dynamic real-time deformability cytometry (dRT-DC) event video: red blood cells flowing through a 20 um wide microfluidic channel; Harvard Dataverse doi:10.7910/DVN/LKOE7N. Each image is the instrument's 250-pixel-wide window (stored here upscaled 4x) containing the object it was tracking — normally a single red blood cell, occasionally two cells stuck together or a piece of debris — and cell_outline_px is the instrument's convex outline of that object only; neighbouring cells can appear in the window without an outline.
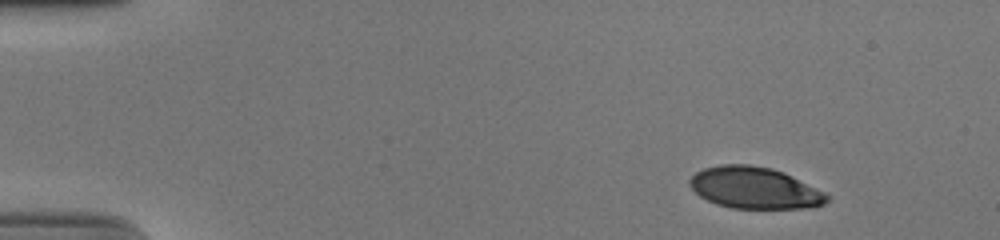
{"species": "human", "species_latin": "Homo sapiens", "temperature_condition": "cold", "stored_images_in_passage": 48, "camera_frame_rate_fps": 3000, "um_per_image_px": 0.085, "donor": {"sex": "male"}, "frame": {"image": 1, "passage_image": 1, "time_ms": 0.0, "image_size_px": [1000, 240], "cell_outline_px": [[832, 200], [824, 204], [812, 208], [732, 208], [716, 204], [700, 196], [688, 184], [688, 180], [696, 172], [704, 168], [720, 164], [748, 164], [772, 168], [784, 172], [832, 196]], "centroid_in_image_um": [64.17, 15.97], "position_along_channel_um": 20.8, "area_um2": 33.47}}
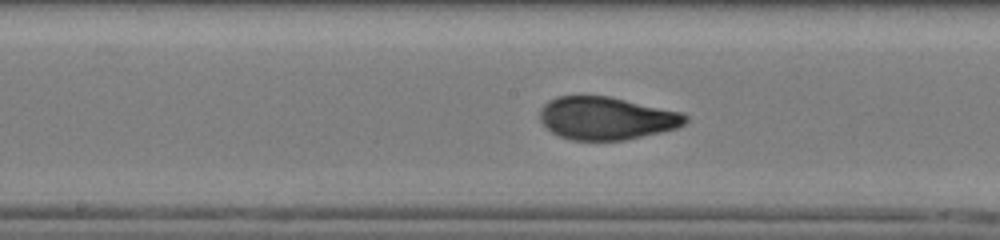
{"frame": {"image": 2, "passage_image": 23, "time_ms": 7.333, "image_size_px": [1000, 240], "cell_outline_px": [[688, 120], [684, 124], [676, 128], [660, 132], [624, 140], [572, 140], [560, 136], [552, 132], [540, 120], [540, 108], [548, 100], [556, 96], [608, 96], [680, 112], [688, 116]], "centroid_in_image_um": [51.52, 10.05], "position_along_channel_um": 196.7, "area_um2": 36.01}}
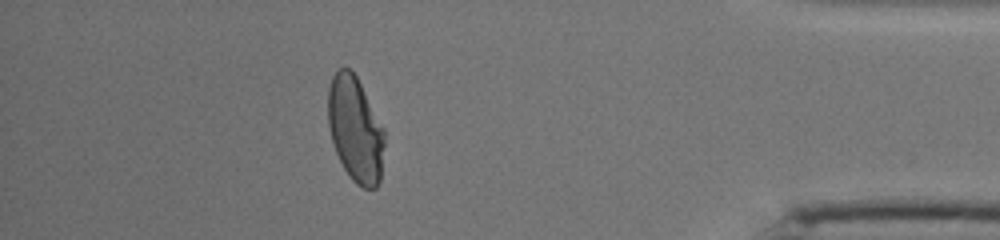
{"frame": {"image": 3, "passage_image": 42, "time_ms": 13.667, "image_size_px": [1000, 240], "cell_outline_px": [[384, 144], [380, 180], [376, 188], [364, 188], [356, 184], [352, 180], [344, 168], [336, 152], [328, 128], [328, 88], [332, 76], [344, 64], [356, 76], [384, 128]], "centroid_in_image_um": [30.19, 10.98], "position_along_channel_um": 405.0, "area_um2": 34.56}, "authors_computed_cell_mechanics": {"area_um2": 35.7204, "velocity_mm_per_s": 3.9028, "shape_relaxation_time_tau1_ms": 5.2314, "shape_relaxation_time_tau2_ms": 0.7187, "deformation_change_tau1": 0.2191, "deformation_change_tau2": 0.06}}